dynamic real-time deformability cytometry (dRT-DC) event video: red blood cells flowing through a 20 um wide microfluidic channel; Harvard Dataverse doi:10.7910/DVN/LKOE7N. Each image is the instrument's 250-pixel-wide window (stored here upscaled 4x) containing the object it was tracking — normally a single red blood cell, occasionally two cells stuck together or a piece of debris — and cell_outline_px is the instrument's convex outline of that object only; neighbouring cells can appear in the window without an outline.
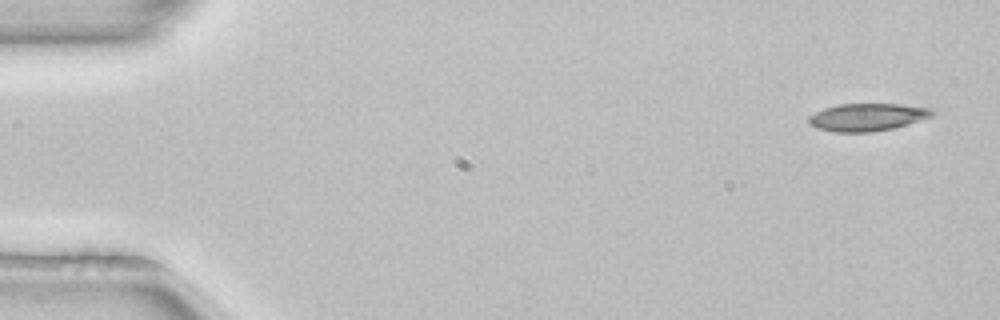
{"species": "common noctule bat (a hibernating species)", "species_latin": "Nyctalus noctula", "temperature_condition": "room temperature", "stored_images_in_passage": 50, "camera_frame_rate_fps": 3000, "um_per_image_px": 0.085, "animal": {"sex": "female", "body_mass_g": 22.7, "forearm_length_mm": 54.2}, "frame": {"image": 1, "passage_image": 1, "time_ms": 0.0, "image_size_px": [1000, 320], "cell_outline_px": [[940, 108], [932, 116], [892, 128], [872, 132], [836, 132], [816, 128], [808, 124], [808, 116], [824, 108], [836, 104], [900, 104]], "centroid_in_image_um": [73.75, 9.94], "position_along_channel_um": 11.3, "area_um2": 20.06}}
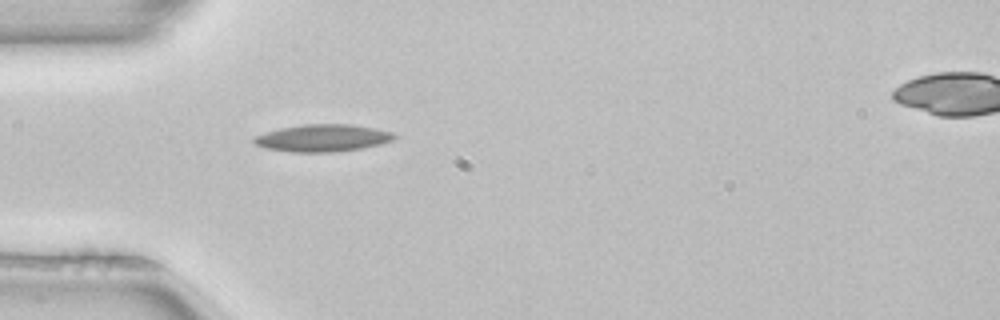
{"frame": {"image": 2, "passage_image": 14, "time_ms": 4.333, "image_size_px": [1000, 320], "cell_outline_px": [[396, 136], [392, 140], [380, 144], [360, 148], [336, 152], [292, 152], [264, 148], [256, 144], [252, 140], [252, 136], [280, 128], [304, 124], [352, 124], [376, 128], [392, 132]], "centroid_in_image_um": [27.4, 11.73], "position_along_channel_um": 57.6, "area_um2": 22.31}}
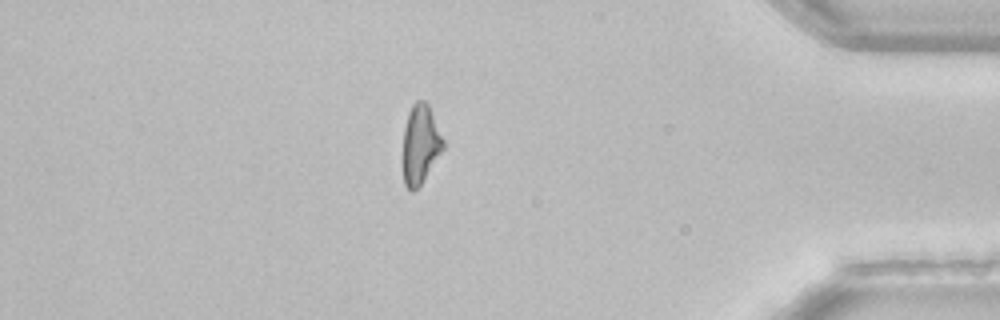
{"frame": {"image": 3, "passage_image": 43, "time_ms": 14.0, "image_size_px": [1000, 320], "cell_outline_px": [[444, 148], [420, 184], [412, 192], [404, 184], [400, 160], [404, 128], [408, 112], [412, 104], [416, 100], [424, 100], [428, 104], [444, 140]], "centroid_in_image_um": [35.67, 12.27], "position_along_channel_um": 399.5, "area_um2": 18.96}}